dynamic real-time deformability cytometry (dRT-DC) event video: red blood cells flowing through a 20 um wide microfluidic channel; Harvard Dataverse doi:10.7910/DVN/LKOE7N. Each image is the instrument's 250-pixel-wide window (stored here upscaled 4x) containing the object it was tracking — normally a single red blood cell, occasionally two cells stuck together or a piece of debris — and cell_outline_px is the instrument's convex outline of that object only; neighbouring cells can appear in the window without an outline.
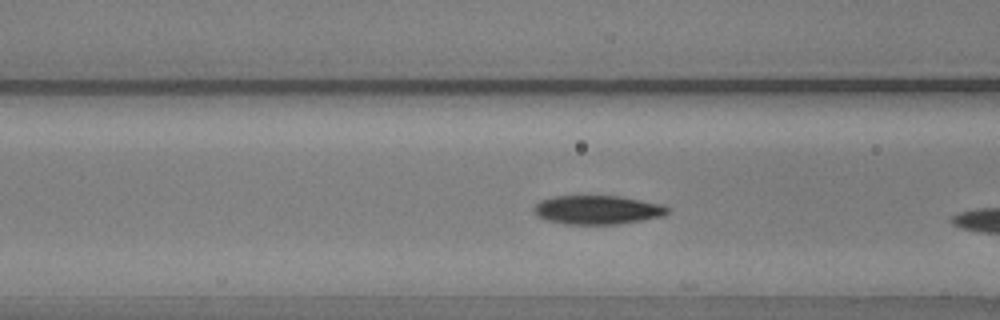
{"species": "common noctule bat (a hibernating species)", "species_latin": "Nyctalus noctula", "temperature_condition": "warm", "stored_images_in_passage": 4, "camera_frame_rate_fps": 3000, "um_per_image_px": 0.085, "animal": {"sex": "male", "body_mass_g": 20.5, "forearm_length_mm": 52.5}, "frame": {"image": 1, "passage_image": 3, "time_ms": 0.667, "image_size_px": [1000, 320], "cell_outline_px": [[668, 212], [664, 216], [616, 224], [564, 224], [548, 220], [536, 216], [532, 208], [540, 200], [552, 196], [620, 196], [664, 204], [668, 208]], "centroid_in_image_um": [50.76, 17.83], "position_along_channel_um": 115.8, "area_um2": 22.54}}